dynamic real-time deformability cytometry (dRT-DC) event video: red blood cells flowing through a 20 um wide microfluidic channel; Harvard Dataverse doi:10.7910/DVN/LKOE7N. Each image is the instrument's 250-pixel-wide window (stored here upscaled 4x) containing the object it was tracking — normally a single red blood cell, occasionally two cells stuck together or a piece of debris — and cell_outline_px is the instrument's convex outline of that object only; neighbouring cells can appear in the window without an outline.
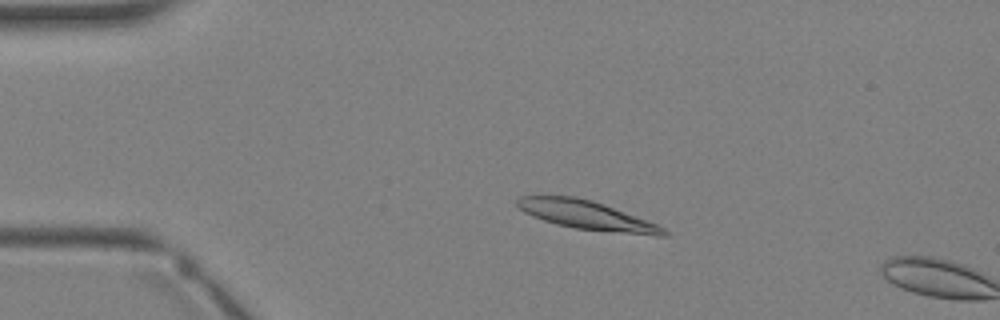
{"species": "Egyptian fruit bat (a non-hibernating species)", "species_latin": "Rousettus aegyptiacus", "temperature_condition": "warm", "stored_images_in_passage": 3, "camera_frame_rate_fps": 3000, "um_per_image_px": 0.085, "animal": {"sex": "female"}, "frame": {"image": 1, "passage_image": 2, "time_ms": 1.333, "image_size_px": [1000, 320], "cell_outline_px": [[668, 236], [656, 236], [576, 228], [556, 224], [532, 216], [524, 212], [516, 204], [516, 200], [520, 196], [576, 196], [592, 200], [656, 224], [664, 228], [668, 232]], "centroid_in_image_um": [49.85, 18.29], "position_along_channel_um": 35.1, "area_um2": 24.1}}